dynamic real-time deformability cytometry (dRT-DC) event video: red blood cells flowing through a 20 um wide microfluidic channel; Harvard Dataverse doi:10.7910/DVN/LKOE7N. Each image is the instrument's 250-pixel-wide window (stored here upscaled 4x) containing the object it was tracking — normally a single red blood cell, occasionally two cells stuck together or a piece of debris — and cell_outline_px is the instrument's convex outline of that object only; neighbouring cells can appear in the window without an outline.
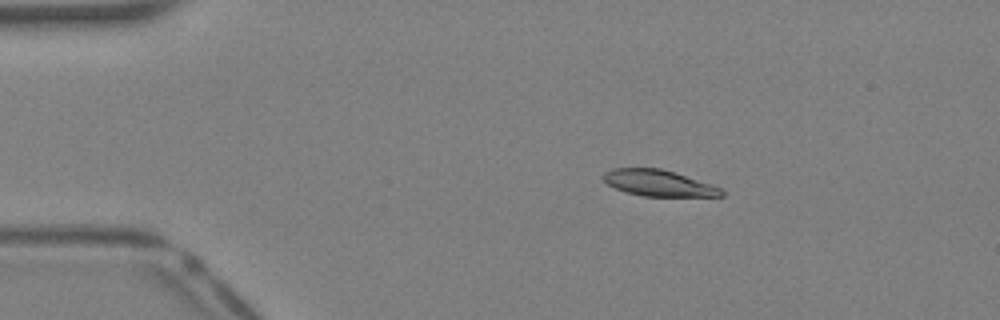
{"species": "Egyptian fruit bat (a non-hibernating species)", "species_latin": "Rousettus aegyptiacus", "temperature_condition": "warm", "stored_images_in_passage": 34, "camera_frame_rate_fps": 3000, "um_per_image_px": 0.085, "animal": {"sex": "female"}, "frame": {"image": 1, "passage_image": 2, "time_ms": 0.333, "image_size_px": [1000, 320], "cell_outline_px": [[724, 196], [644, 196], [628, 192], [616, 188], [608, 184], [600, 176], [604, 172], [612, 168], [660, 168], [676, 172], [720, 188], [724, 192]], "centroid_in_image_um": [55.94, 15.55], "position_along_channel_um": 29.1, "area_um2": 17.86}}
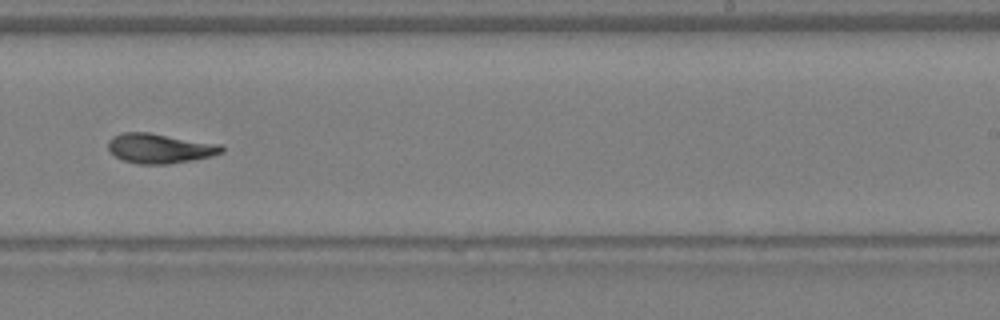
{"frame": {"image": 2, "passage_image": 20, "time_ms": 6.333, "image_size_px": [1000, 320], "cell_outline_px": [[224, 152], [212, 156], [192, 160], [168, 164], [136, 164], [124, 160], [116, 156], [108, 148], [108, 140], [112, 136], [124, 132], [148, 132], [220, 144], [224, 148]], "centroid_in_image_um": [13.59, 12.61], "position_along_channel_um": 275.4, "area_um2": 19.65}}
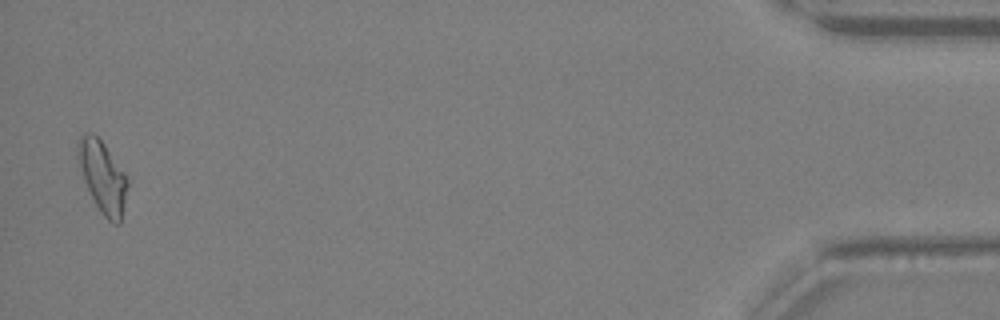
{"frame": {"image": 3, "passage_image": 34, "time_ms": 11.0, "image_size_px": [1000, 320], "cell_outline_px": [[128, 184], [120, 224], [116, 224], [108, 220], [100, 212], [84, 180], [76, 156], [76, 144], [80, 136], [84, 132], [92, 132], [104, 144], [124, 172], [128, 180]], "centroid_in_image_um": [8.7, 14.99], "position_along_channel_um": 426.5, "area_um2": 20.52}}